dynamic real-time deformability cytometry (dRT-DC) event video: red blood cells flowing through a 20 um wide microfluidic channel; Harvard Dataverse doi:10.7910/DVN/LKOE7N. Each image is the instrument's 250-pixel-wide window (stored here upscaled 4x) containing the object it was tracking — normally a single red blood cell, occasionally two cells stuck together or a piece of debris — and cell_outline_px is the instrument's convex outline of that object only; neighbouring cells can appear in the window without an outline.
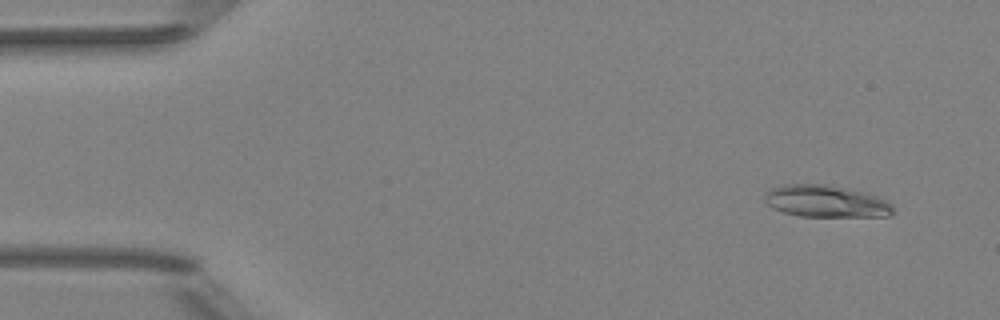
{"species": "Egyptian fruit bat (a non-hibernating species)", "species_latin": "Rousettus aegyptiacus", "temperature_condition": "room temperature", "stored_images_in_passage": 8, "camera_frame_rate_fps": 3000, "um_per_image_px": 0.085, "animal": {"sex": "female"}, "frame": {"image": 1, "passage_image": 1, "time_ms": 0.0, "image_size_px": [1000, 320], "cell_outline_px": [[892, 212], [888, 216], [800, 216], [784, 212], [772, 208], [764, 200], [764, 192], [772, 188], [784, 184], [824, 184], [848, 188], [864, 192], [876, 196], [892, 204]], "centroid_in_image_um": [70.16, 17.1], "position_along_channel_um": 14.8, "area_um2": 23.81}}
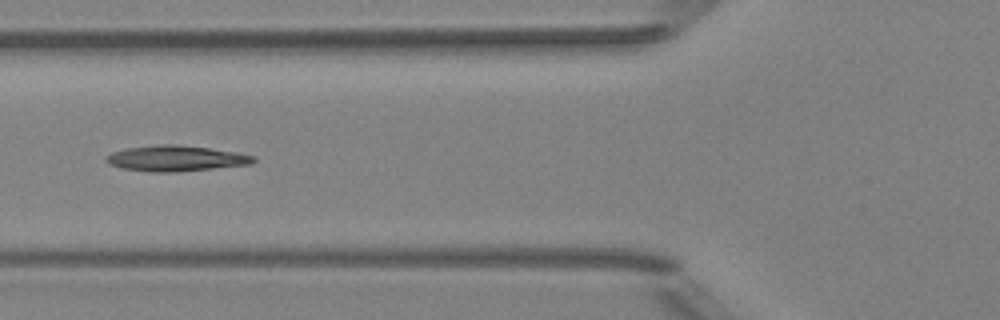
{"frame": {"image": 2, "passage_image": 5, "time_ms": 5.333, "image_size_px": [1000, 320], "cell_outline_px": [[256, 160], [252, 164], [176, 172], [152, 172], [120, 168], [108, 164], [104, 160], [112, 152], [128, 148], [160, 144], [176, 144], [208, 148], [236, 152], [256, 156]], "centroid_in_image_um": [14.95, 13.47], "position_along_channel_um": 110.8, "area_um2": 22.02}}
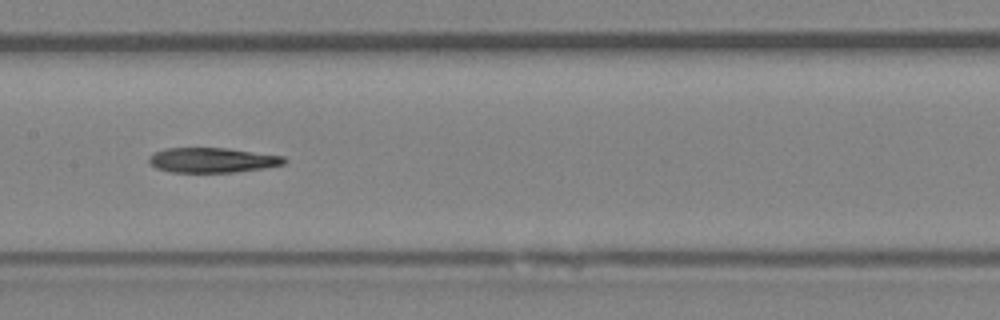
{"frame": {"image": 3, "passage_image": 7, "time_ms": 7.333, "image_size_px": [1000, 320], "cell_outline_px": [[288, 160], [284, 164], [264, 168], [232, 172], [172, 172], [156, 168], [148, 160], [148, 156], [164, 148], [228, 148], [284, 156]], "centroid_in_image_um": [18.06, 13.6], "position_along_channel_um": 189.3, "area_um2": 19.59}}